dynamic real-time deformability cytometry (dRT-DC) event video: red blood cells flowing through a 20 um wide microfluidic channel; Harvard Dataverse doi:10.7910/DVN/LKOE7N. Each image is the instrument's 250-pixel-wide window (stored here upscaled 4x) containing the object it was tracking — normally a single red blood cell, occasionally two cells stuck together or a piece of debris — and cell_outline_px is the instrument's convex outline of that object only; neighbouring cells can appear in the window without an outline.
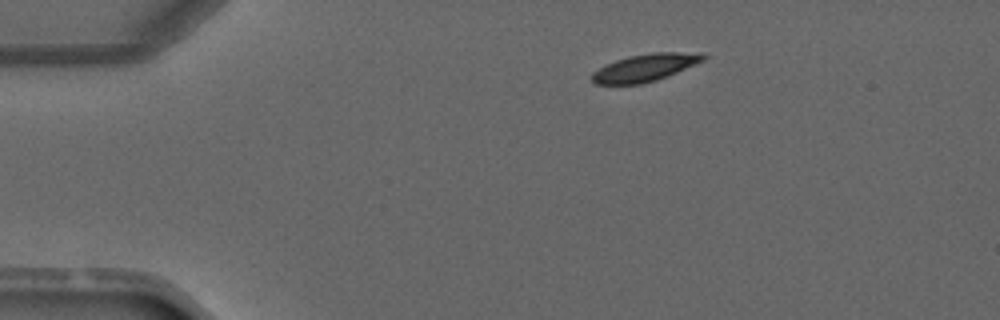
{"species": "common noctule bat (a hibernating species)", "species_latin": "Nyctalus noctula", "temperature_condition": "warm", "stored_images_in_passage": 2, "camera_frame_rate_fps": 3000, "um_per_image_px": 0.085, "animal": {"sex": "male", "forearm_length_mm": 52.5}, "frame": {"image": 1, "passage_image": 1, "time_ms": 0.0, "image_size_px": [1000, 320], "cell_outline_px": [[708, 56], [704, 60], [676, 72], [656, 80], [640, 84], [596, 84], [592, 80], [592, 72], [604, 64], [628, 56], [652, 52], [704, 52]], "centroid_in_image_um": [54.84, 5.73], "position_along_channel_um": 30.2, "area_um2": 17.8}}